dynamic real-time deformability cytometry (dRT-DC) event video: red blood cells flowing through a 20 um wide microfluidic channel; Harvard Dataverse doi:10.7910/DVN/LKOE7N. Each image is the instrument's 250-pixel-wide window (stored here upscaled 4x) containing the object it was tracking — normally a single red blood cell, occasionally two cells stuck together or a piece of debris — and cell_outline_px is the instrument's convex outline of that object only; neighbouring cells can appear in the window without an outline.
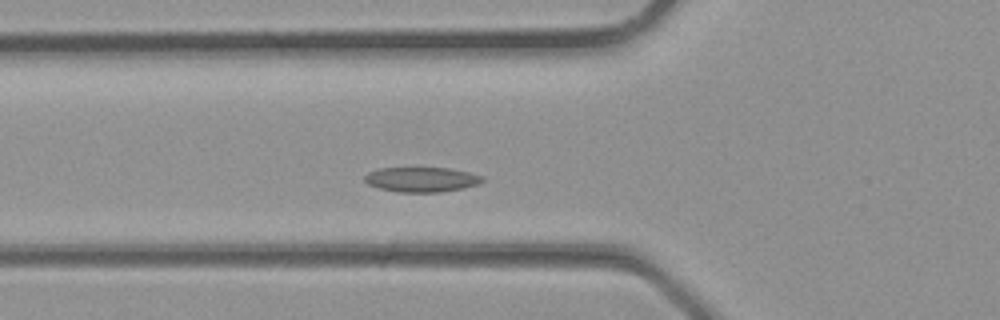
{"species": "common noctule bat (a hibernating species)", "species_latin": "Nyctalus noctula", "temperature_condition": "room temperature", "stored_images_in_passage": 32, "camera_frame_rate_fps": 3000, "um_per_image_px": 0.085, "animal": {"sex": "male", "body_mass_g": 23.1, "forearm_length_mm": 52.7}, "frame": {"image": 1, "passage_image": 8, "time_ms": 2.333, "image_size_px": [1000, 320], "cell_outline_px": [[484, 180], [480, 184], [440, 192], [396, 192], [380, 188], [368, 184], [364, 180], [364, 176], [368, 172], [380, 168], [448, 168], [468, 172], [484, 176]], "centroid_in_image_um": [35.83, 15.25], "position_along_channel_um": 90.0, "area_um2": 16.99}}
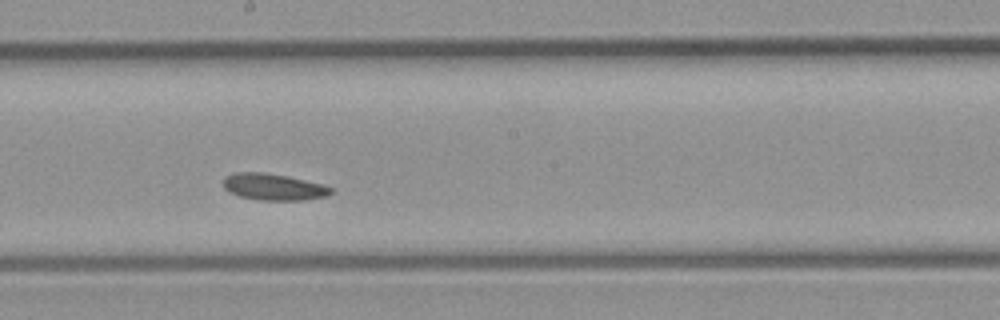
{"frame": {"image": 2, "passage_image": 15, "time_ms": 4.667, "image_size_px": [1000, 320], "cell_outline_px": [[332, 192], [328, 196], [304, 200], [256, 200], [240, 196], [228, 192], [224, 188], [224, 176], [236, 172], [264, 172], [324, 184], [332, 188]], "centroid_in_image_um": [23.24, 15.89], "position_along_channel_um": 225.0, "area_um2": 16.7}}
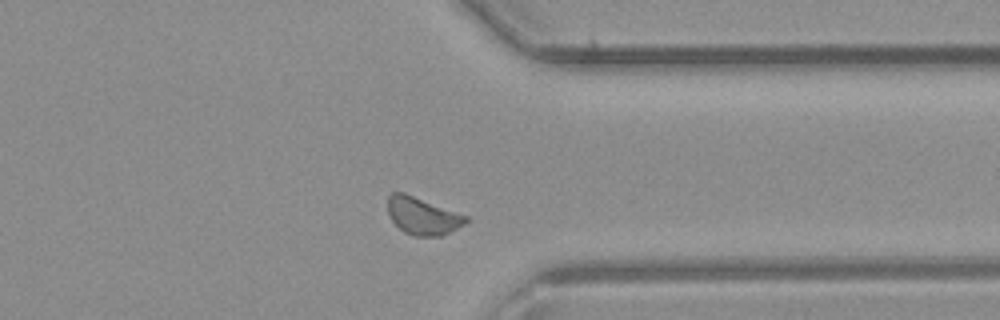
{"frame": {"image": 3, "passage_image": 23, "time_ms": 7.333, "image_size_px": [1000, 320], "cell_outline_px": [[468, 220], [464, 224], [440, 236], [412, 236], [404, 232], [392, 220], [388, 212], [388, 196], [392, 192], [404, 192], [468, 216]], "centroid_in_image_um": [35.9, 18.34], "position_along_channel_um": 375.5, "area_um2": 16.82}}